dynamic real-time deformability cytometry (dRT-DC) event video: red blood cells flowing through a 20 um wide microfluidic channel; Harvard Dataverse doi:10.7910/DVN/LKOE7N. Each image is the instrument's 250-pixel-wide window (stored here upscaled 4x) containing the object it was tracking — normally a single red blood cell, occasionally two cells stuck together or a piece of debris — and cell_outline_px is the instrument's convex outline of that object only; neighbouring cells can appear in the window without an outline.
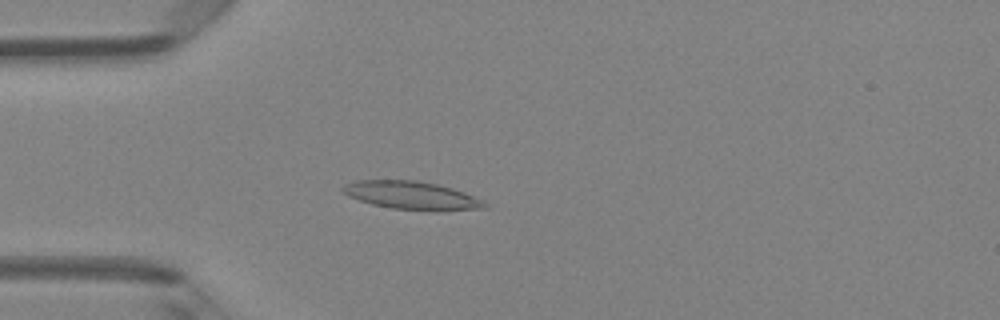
{"species": "Egyptian fruit bat (a non-hibernating species)", "species_latin": "Rousettus aegyptiacus", "temperature_condition": "room temperature", "stored_images_in_passage": 4, "camera_frame_rate_fps": 3000, "um_per_image_px": 0.085, "animal": {"sex": "female"}, "frame": {"image": 1, "passage_image": 4, "time_ms": 1.0, "image_size_px": [1000, 320], "cell_outline_px": [[488, 208], [440, 212], [392, 208], [372, 204], [348, 196], [340, 188], [344, 184], [356, 180], [416, 180], [436, 184], [452, 188], [464, 192], [484, 200], [488, 204]], "centroid_in_image_um": [35.05, 16.62], "position_along_channel_um": 49.9, "area_um2": 23.58}}